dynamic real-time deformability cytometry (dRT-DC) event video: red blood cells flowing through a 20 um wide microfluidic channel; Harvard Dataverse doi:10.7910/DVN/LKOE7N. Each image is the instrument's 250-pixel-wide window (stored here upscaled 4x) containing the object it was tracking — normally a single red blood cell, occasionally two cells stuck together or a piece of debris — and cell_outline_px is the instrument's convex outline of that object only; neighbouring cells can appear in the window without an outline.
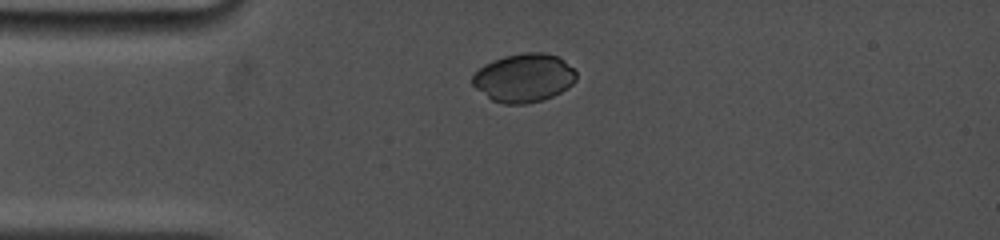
{"species": "common noctule bat (a hibernating species)", "species_latin": "Nyctalus noctula", "temperature_condition": "cold", "stored_images_in_passage": 9, "camera_frame_rate_fps": 5000, "um_per_image_px": 0.085, "animal": {"sex": "female", "body_mass_g": 19.0, "forearm_length_mm": 53.3}, "frame": {"image": 1, "passage_image": 1, "time_ms": 0.0, "image_size_px": [1000, 240], "cell_outline_px": [[576, 80], [568, 88], [552, 96], [540, 100], [524, 104], [504, 104], [492, 100], [476, 88], [472, 84], [472, 76], [484, 64], [492, 60], [504, 56], [524, 52], [544, 52], [560, 56], [576, 72]], "centroid_in_image_um": [44.54, 6.6], "position_along_channel_um": 40.5, "area_um2": 29.36}}
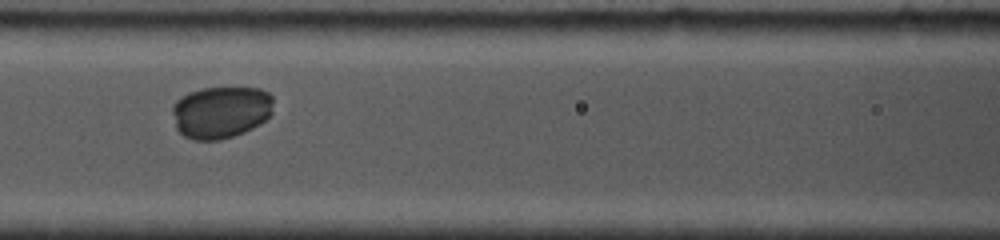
{"frame": {"image": 2, "passage_image": 4, "time_ms": 3.4, "image_size_px": [1000, 240], "cell_outline_px": [[272, 112], [260, 124], [244, 132], [220, 140], [192, 140], [184, 136], [176, 128], [172, 112], [172, 104], [180, 96], [188, 92], [200, 88], [260, 88], [268, 92], [272, 96]], "centroid_in_image_um": [18.74, 9.52], "position_along_channel_um": 147.9, "area_um2": 30.92}}
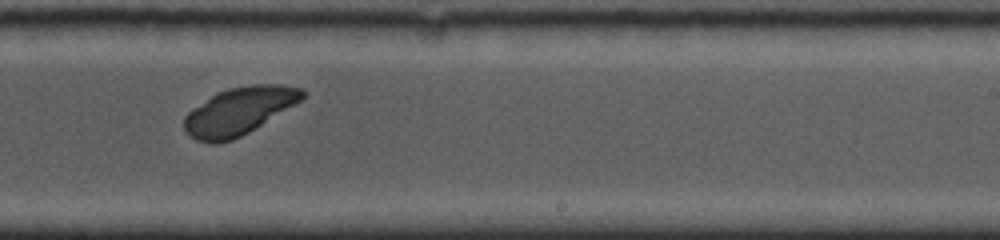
{"frame": {"image": 3, "passage_image": 7, "time_ms": 6.6, "image_size_px": [1000, 240], "cell_outline_px": [[308, 92], [300, 100], [256, 128], [232, 140], [216, 144], [208, 144], [196, 140], [184, 128], [184, 116], [192, 108], [216, 92], [228, 88], [252, 84], [280, 84], [304, 88]], "centroid_in_image_um": [20.3, 9.43], "position_along_channel_um": 268.7, "area_um2": 32.66}}